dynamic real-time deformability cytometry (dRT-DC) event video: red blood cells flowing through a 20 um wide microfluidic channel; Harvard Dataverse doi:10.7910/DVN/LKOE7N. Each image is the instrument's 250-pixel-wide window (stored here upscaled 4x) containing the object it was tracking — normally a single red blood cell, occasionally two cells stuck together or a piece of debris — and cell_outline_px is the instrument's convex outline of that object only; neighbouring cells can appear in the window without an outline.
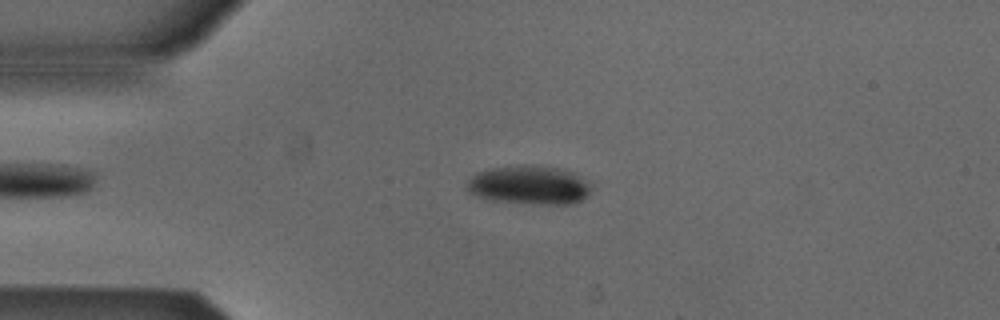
{"species": "Egyptian fruit bat (a non-hibernating species)", "species_latin": "Rousettus aegyptiacus", "temperature_condition": "cold", "stored_images_in_passage": 54, "camera_frame_rate_fps": 3000, "um_per_image_px": 0.085, "animal": {"sex": "male"}, "frame": {"image": 1, "passage_image": 13, "time_ms": 4.0, "image_size_px": [1000, 320], "cell_outline_px": [[588, 192], [580, 200], [568, 204], [540, 204], [492, 200], [468, 192], [468, 180], [476, 172], [492, 168], [524, 164], [564, 168], [572, 172], [588, 184]], "centroid_in_image_um": [44.93, 15.71], "position_along_channel_um": 40.1, "area_um2": 27.57}}
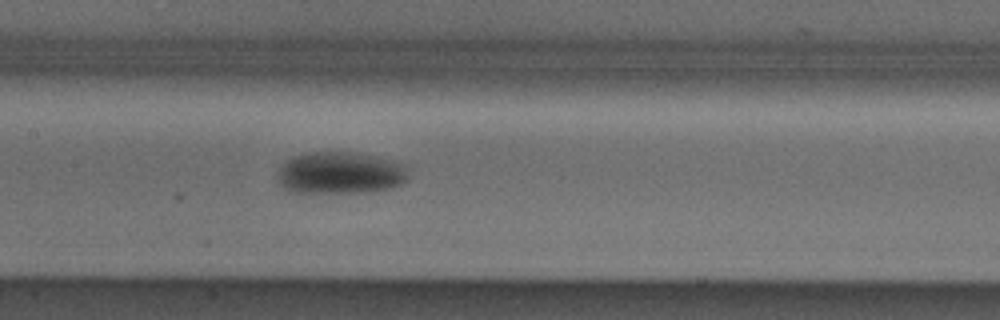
{"frame": {"image": 2, "passage_image": 26, "time_ms": 8.333, "image_size_px": [1000, 320], "cell_outline_px": [[408, 180], [400, 184], [388, 188], [364, 192], [292, 192], [284, 188], [276, 180], [276, 176], [280, 164], [284, 160], [296, 156], [312, 152], [348, 152], [388, 160], [404, 164], [408, 172]], "centroid_in_image_um": [28.85, 14.71], "position_along_channel_um": 178.6, "area_um2": 31.79}}
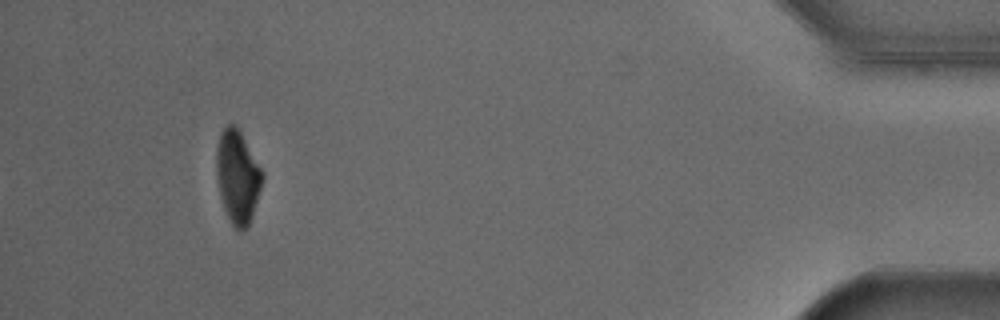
{"frame": {"image": 3, "passage_image": 50, "time_ms": 16.333, "image_size_px": [1000, 320], "cell_outline_px": [[264, 176], [252, 216], [248, 224], [240, 232], [232, 224], [224, 208], [220, 196], [216, 172], [216, 148], [220, 132], [228, 124], [236, 124], [264, 172]], "centroid_in_image_um": [20.19, 14.97], "position_along_channel_um": 415.0, "area_um2": 24.8}, "authors_computed_cell_mechanics": {"area_um2": 27.8018, "velocity_mm_per_s": 3.8432, "shape_relaxation_time_tau1_ms": 1.7994, "shape_relaxation_time_tau2_ms": null, "deformation_change_tau1": 0.096, "deformation_change_tau2": null}}